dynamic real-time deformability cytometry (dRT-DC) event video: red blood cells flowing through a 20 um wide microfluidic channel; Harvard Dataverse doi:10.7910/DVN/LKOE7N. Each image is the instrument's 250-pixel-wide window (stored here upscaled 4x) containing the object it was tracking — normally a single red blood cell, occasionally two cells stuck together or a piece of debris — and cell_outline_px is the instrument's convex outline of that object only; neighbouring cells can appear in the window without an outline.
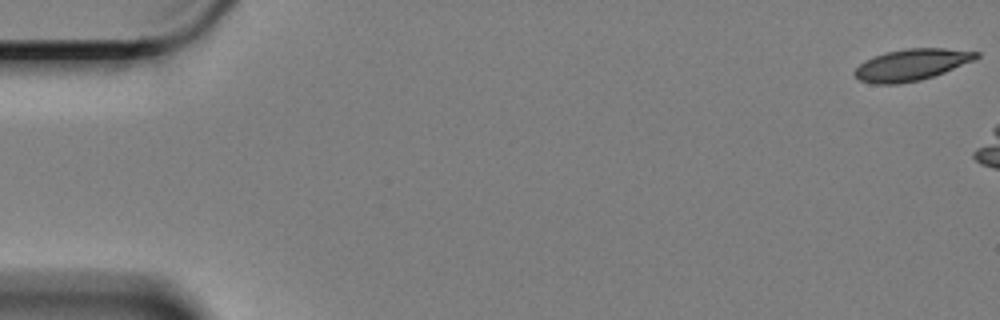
{"species": "Egyptian fruit bat (a non-hibernating species)", "species_latin": "Rousettus aegyptiacus", "temperature_condition": "cold", "stored_images_in_passage": 8, "camera_frame_rate_fps": 3000, "um_per_image_px": 0.085, "animal": {"sex": "female"}, "frame": {"image": 1, "passage_image": 1, "time_ms": 0.0, "image_size_px": [1000, 320], "cell_outline_px": [[980, 56], [972, 60], [944, 72], [920, 80], [896, 84], [872, 84], [860, 80], [852, 72], [864, 60], [872, 56], [884, 52], [904, 48], [944, 48], [980, 52]], "centroid_in_image_um": [77.42, 5.49], "position_along_channel_um": 7.6, "area_um2": 22.31}}